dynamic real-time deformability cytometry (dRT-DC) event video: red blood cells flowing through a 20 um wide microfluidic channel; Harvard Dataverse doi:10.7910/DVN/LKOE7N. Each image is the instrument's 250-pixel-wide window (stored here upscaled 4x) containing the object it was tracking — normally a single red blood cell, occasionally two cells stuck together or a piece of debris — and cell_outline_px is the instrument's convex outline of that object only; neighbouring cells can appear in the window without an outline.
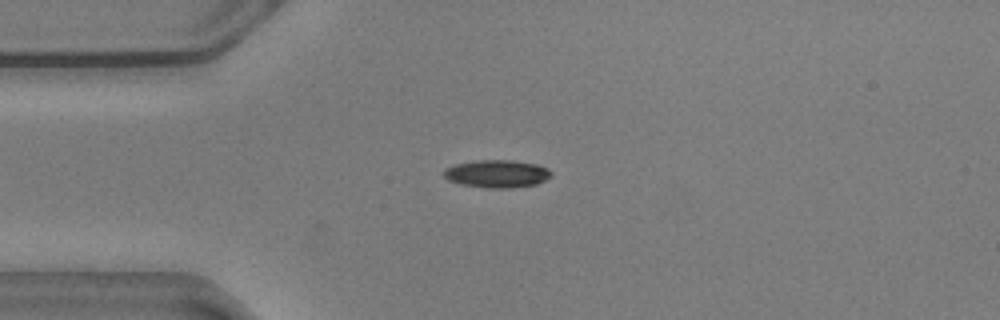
{"species": "common noctule bat (a hibernating species)", "species_latin": "Nyctalus noctula", "temperature_condition": "warm", "stored_images_in_passage": 43, "camera_frame_rate_fps": 3000, "um_per_image_px": 0.085, "animal": {"sex": "male", "body_mass_g": 20.5, "forearm_length_mm": 52.5}, "frame": {"image": 1, "passage_image": 1, "time_ms": 0.0, "image_size_px": [1000, 320], "cell_outline_px": [[552, 176], [536, 184], [512, 188], [488, 188], [460, 184], [448, 180], [444, 176], [444, 168], [456, 164], [476, 160], [512, 160], [536, 164], [548, 168], [552, 172]], "centroid_in_image_um": [42.24, 14.77], "position_along_channel_um": 42.8, "area_um2": 17.4}}
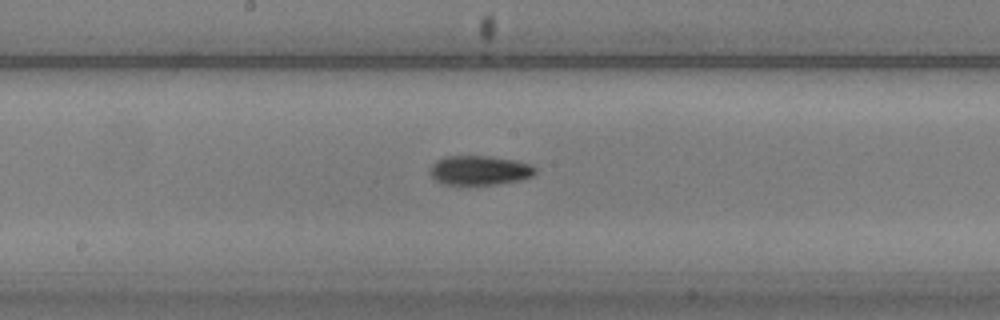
{"frame": {"image": 2, "passage_image": 16, "time_ms": 5.0, "image_size_px": [1000, 320], "cell_outline_px": [[536, 172], [532, 176], [520, 180], [496, 184], [444, 184], [436, 180], [428, 172], [428, 168], [436, 160], [448, 156], [492, 156], [516, 160], [532, 164], [536, 168]], "centroid_in_image_um": [40.77, 14.46], "position_along_channel_um": 207.4, "area_um2": 18.15}}
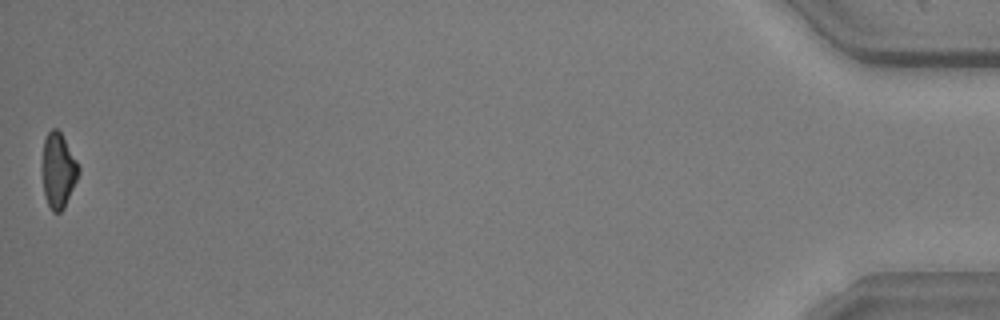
{"frame": {"image": 3, "passage_image": 43, "time_ms": 14.0, "image_size_px": [1000, 320], "cell_outline_px": [[80, 172], [64, 208], [60, 212], [52, 212], [44, 196], [40, 168], [44, 140], [48, 132], [52, 128], [56, 128], [60, 132], [76, 160], [80, 168]], "centroid_in_image_um": [4.91, 14.5], "position_along_channel_um": 430.3, "area_um2": 16.13}, "authors_computed_cell_mechanics": {"area_um2": 16.9932, "velocity_mm_per_s": 3.6228, "shape_relaxation_time_tau1_ms": 3.0663, "shape_relaxation_time_tau2_ms": null, "deformation_change_tau1": 0.1209, "deformation_change_tau2": null}}